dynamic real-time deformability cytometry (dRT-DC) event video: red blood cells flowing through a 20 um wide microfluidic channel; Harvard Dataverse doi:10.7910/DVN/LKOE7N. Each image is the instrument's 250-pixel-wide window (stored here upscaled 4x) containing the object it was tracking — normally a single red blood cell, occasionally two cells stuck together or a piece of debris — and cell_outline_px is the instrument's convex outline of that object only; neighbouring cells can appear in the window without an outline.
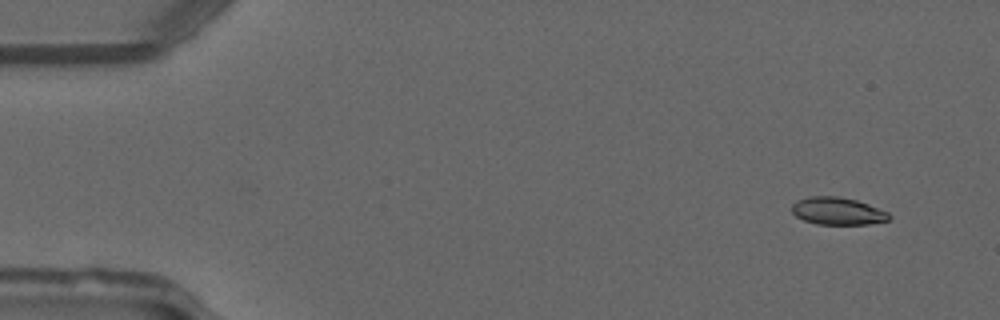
{"species": "common noctule bat (a hibernating species)", "species_latin": "Nyctalus noctula", "temperature_condition": "warm", "stored_images_in_passage": 44, "camera_frame_rate_fps": 3000, "um_per_image_px": 0.085, "animal": {"sex": "male", "forearm_length_mm": 52.5}, "frame": {"image": 1, "passage_image": 4, "time_ms": 1.0, "image_size_px": [1000, 320], "cell_outline_px": [[892, 216], [888, 220], [868, 224], [816, 224], [804, 220], [796, 216], [792, 212], [792, 204], [796, 200], [808, 196], [840, 196], [856, 200], [868, 204], [888, 212]], "centroid_in_image_um": [71.18, 17.93], "position_along_channel_um": 13.8, "area_um2": 15.61}}
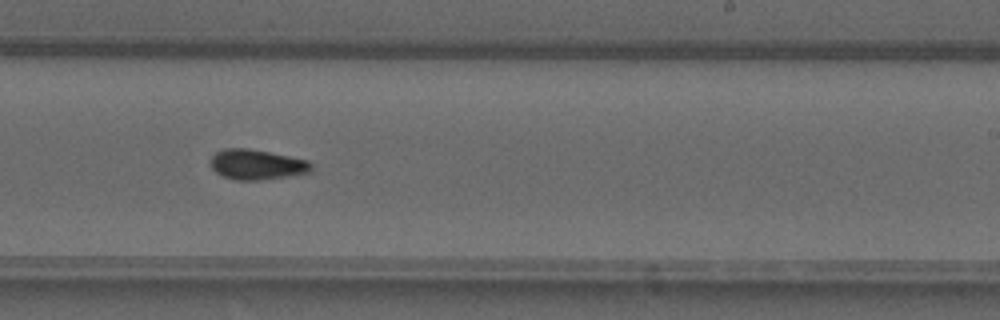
{"frame": {"image": 2, "passage_image": 31, "time_ms": 10.0, "image_size_px": [1000, 320], "cell_outline_px": [[312, 172], [292, 176], [256, 180], [236, 180], [224, 176], [216, 172], [212, 168], [208, 160], [216, 152], [224, 148], [248, 148], [308, 160], [312, 164]], "centroid_in_image_um": [21.83, 13.98], "position_along_channel_um": 267.2, "area_um2": 17.8}}
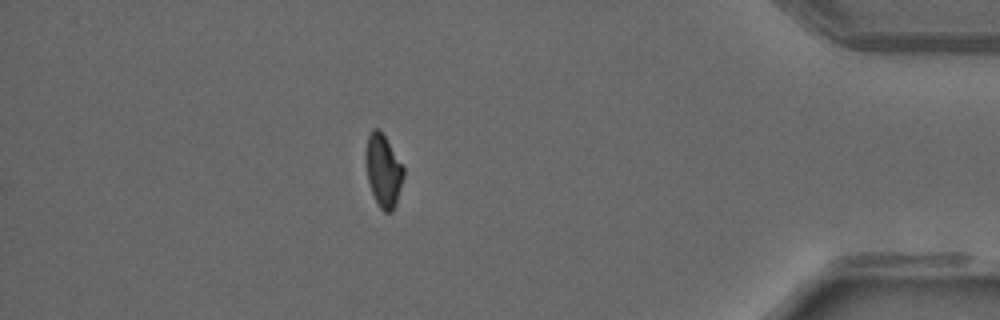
{"frame": {"image": 3, "passage_image": 44, "time_ms": 14.333, "image_size_px": [1000, 320], "cell_outline_px": [[404, 176], [392, 212], [384, 212], [380, 208], [372, 192], [368, 180], [364, 156], [364, 152], [368, 136], [372, 128], [380, 128], [404, 164]], "centroid_in_image_um": [32.58, 14.42], "position_along_channel_um": 402.6, "area_um2": 16.24}}